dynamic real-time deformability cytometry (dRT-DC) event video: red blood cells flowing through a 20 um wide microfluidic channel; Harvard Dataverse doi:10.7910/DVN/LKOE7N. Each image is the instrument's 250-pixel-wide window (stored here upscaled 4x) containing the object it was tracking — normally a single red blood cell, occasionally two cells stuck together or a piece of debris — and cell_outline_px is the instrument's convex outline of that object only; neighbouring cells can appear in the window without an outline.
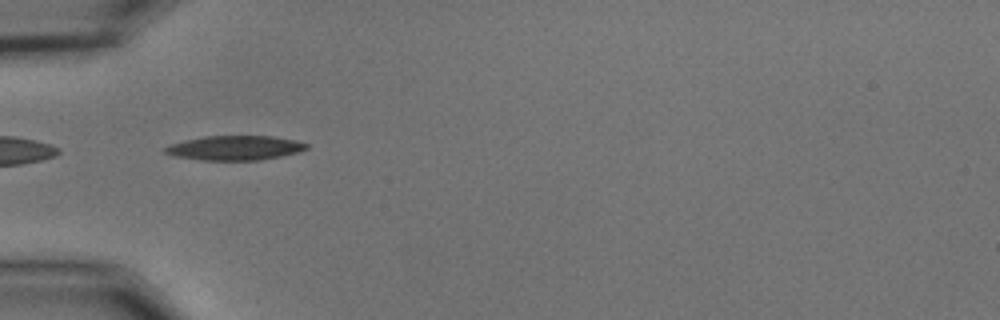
{"species": "common noctule bat (a hibernating species)", "species_latin": "Nyctalus noctula", "temperature_condition": "cold", "stored_images_in_passage": 4, "camera_frame_rate_fps": 3000, "um_per_image_px": 0.085, "animal": {"sex": "male", "body_mass_g": 15.6}, "frame": {"image": 1, "passage_image": 1, "time_ms": 0.0, "image_size_px": [1000, 320], "cell_outline_px": [[308, 148], [296, 152], [280, 156], [260, 160], [200, 160], [176, 156], [164, 152], [164, 148], [172, 144], [184, 140], [204, 136], [272, 136], [292, 140], [308, 144]], "centroid_in_image_um": [19.94, 12.57], "position_along_channel_um": 65.1, "area_um2": 19.88}}